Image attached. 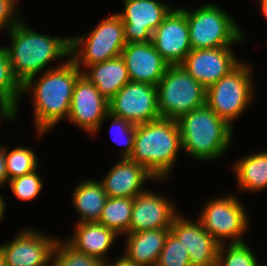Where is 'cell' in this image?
Segmentation results:
<instances>
[{"label":"cell","instance_id":"6da1fadb","mask_svg":"<svg viewBox=\"0 0 267 266\" xmlns=\"http://www.w3.org/2000/svg\"><path fill=\"white\" fill-rule=\"evenodd\" d=\"M81 74L82 71L69 58L40 73L36 80L31 77L22 85V95L30 91L33 95V119L38 137L47 134L61 119L68 118L74 85Z\"/></svg>","mask_w":267,"mask_h":266},{"label":"cell","instance_id":"7a4b0ae2","mask_svg":"<svg viewBox=\"0 0 267 266\" xmlns=\"http://www.w3.org/2000/svg\"><path fill=\"white\" fill-rule=\"evenodd\" d=\"M28 27L21 19L7 32L11 45L5 46L13 75L21 85L55 68L49 66L51 61L70 58V37L44 35Z\"/></svg>","mask_w":267,"mask_h":266},{"label":"cell","instance_id":"3957f363","mask_svg":"<svg viewBox=\"0 0 267 266\" xmlns=\"http://www.w3.org/2000/svg\"><path fill=\"white\" fill-rule=\"evenodd\" d=\"M179 150H182V141L177 121L161 117L136 125L129 159L160 181L169 178Z\"/></svg>","mask_w":267,"mask_h":266},{"label":"cell","instance_id":"277c9868","mask_svg":"<svg viewBox=\"0 0 267 266\" xmlns=\"http://www.w3.org/2000/svg\"><path fill=\"white\" fill-rule=\"evenodd\" d=\"M182 150L196 160L223 157L233 139V127L207 104L181 115L177 120Z\"/></svg>","mask_w":267,"mask_h":266},{"label":"cell","instance_id":"5b68a950","mask_svg":"<svg viewBox=\"0 0 267 266\" xmlns=\"http://www.w3.org/2000/svg\"><path fill=\"white\" fill-rule=\"evenodd\" d=\"M179 8L186 14L192 50L231 47L245 41L236 21L217 4H205L193 11Z\"/></svg>","mask_w":267,"mask_h":266},{"label":"cell","instance_id":"8992f818","mask_svg":"<svg viewBox=\"0 0 267 266\" xmlns=\"http://www.w3.org/2000/svg\"><path fill=\"white\" fill-rule=\"evenodd\" d=\"M126 44L123 21L114 13L103 18L89 34L70 37V58L83 72L88 66L121 56Z\"/></svg>","mask_w":267,"mask_h":266},{"label":"cell","instance_id":"52a82bcc","mask_svg":"<svg viewBox=\"0 0 267 266\" xmlns=\"http://www.w3.org/2000/svg\"><path fill=\"white\" fill-rule=\"evenodd\" d=\"M251 68L249 63L241 61L207 88L206 104L232 127L255 97Z\"/></svg>","mask_w":267,"mask_h":266},{"label":"cell","instance_id":"ba28073f","mask_svg":"<svg viewBox=\"0 0 267 266\" xmlns=\"http://www.w3.org/2000/svg\"><path fill=\"white\" fill-rule=\"evenodd\" d=\"M207 89L183 66L169 65L157 84L158 109L162 118L181 115L206 105Z\"/></svg>","mask_w":267,"mask_h":266},{"label":"cell","instance_id":"9c48e42d","mask_svg":"<svg viewBox=\"0 0 267 266\" xmlns=\"http://www.w3.org/2000/svg\"><path fill=\"white\" fill-rule=\"evenodd\" d=\"M239 200L235 194L215 197L207 201L198 215L204 229L219 244H226L227 239L230 243L244 242V233L249 228L250 220L244 205Z\"/></svg>","mask_w":267,"mask_h":266},{"label":"cell","instance_id":"30bf717a","mask_svg":"<svg viewBox=\"0 0 267 266\" xmlns=\"http://www.w3.org/2000/svg\"><path fill=\"white\" fill-rule=\"evenodd\" d=\"M109 113L136 125L161 118L157 86L128 82L109 100Z\"/></svg>","mask_w":267,"mask_h":266},{"label":"cell","instance_id":"8fae6325","mask_svg":"<svg viewBox=\"0 0 267 266\" xmlns=\"http://www.w3.org/2000/svg\"><path fill=\"white\" fill-rule=\"evenodd\" d=\"M124 9L117 13L124 25L126 43L152 42L153 32L174 6L158 0H124Z\"/></svg>","mask_w":267,"mask_h":266},{"label":"cell","instance_id":"7c38bea8","mask_svg":"<svg viewBox=\"0 0 267 266\" xmlns=\"http://www.w3.org/2000/svg\"><path fill=\"white\" fill-rule=\"evenodd\" d=\"M108 114L109 101L81 74L74 85L67 120L86 133L95 135Z\"/></svg>","mask_w":267,"mask_h":266},{"label":"cell","instance_id":"4fadbf2b","mask_svg":"<svg viewBox=\"0 0 267 266\" xmlns=\"http://www.w3.org/2000/svg\"><path fill=\"white\" fill-rule=\"evenodd\" d=\"M58 238L38 230L23 229L15 238L1 245L6 266H50Z\"/></svg>","mask_w":267,"mask_h":266},{"label":"cell","instance_id":"5bb4252c","mask_svg":"<svg viewBox=\"0 0 267 266\" xmlns=\"http://www.w3.org/2000/svg\"><path fill=\"white\" fill-rule=\"evenodd\" d=\"M152 43L169 65L181 64L192 50L186 14L174 7L152 35Z\"/></svg>","mask_w":267,"mask_h":266},{"label":"cell","instance_id":"9a60e30c","mask_svg":"<svg viewBox=\"0 0 267 266\" xmlns=\"http://www.w3.org/2000/svg\"><path fill=\"white\" fill-rule=\"evenodd\" d=\"M240 62L231 47H219L191 50L180 65L207 89Z\"/></svg>","mask_w":267,"mask_h":266},{"label":"cell","instance_id":"2e32d148","mask_svg":"<svg viewBox=\"0 0 267 266\" xmlns=\"http://www.w3.org/2000/svg\"><path fill=\"white\" fill-rule=\"evenodd\" d=\"M170 231L189 253L191 266H217L219 243L203 227L201 221L178 214Z\"/></svg>","mask_w":267,"mask_h":266},{"label":"cell","instance_id":"e0dca14e","mask_svg":"<svg viewBox=\"0 0 267 266\" xmlns=\"http://www.w3.org/2000/svg\"><path fill=\"white\" fill-rule=\"evenodd\" d=\"M174 204L166 197L149 189L133 198V209L128 233L172 226L178 215Z\"/></svg>","mask_w":267,"mask_h":266},{"label":"cell","instance_id":"ac0fdd59","mask_svg":"<svg viewBox=\"0 0 267 266\" xmlns=\"http://www.w3.org/2000/svg\"><path fill=\"white\" fill-rule=\"evenodd\" d=\"M130 81L157 86L169 64L152 42L127 43L122 50Z\"/></svg>","mask_w":267,"mask_h":266},{"label":"cell","instance_id":"d6986e66","mask_svg":"<svg viewBox=\"0 0 267 266\" xmlns=\"http://www.w3.org/2000/svg\"><path fill=\"white\" fill-rule=\"evenodd\" d=\"M147 180L157 179L140 164L120 157L100 182L108 197L134 198L146 190Z\"/></svg>","mask_w":267,"mask_h":266},{"label":"cell","instance_id":"ffe728a7","mask_svg":"<svg viewBox=\"0 0 267 266\" xmlns=\"http://www.w3.org/2000/svg\"><path fill=\"white\" fill-rule=\"evenodd\" d=\"M170 228L128 233L123 256L135 266H155Z\"/></svg>","mask_w":267,"mask_h":266},{"label":"cell","instance_id":"44dd1931","mask_svg":"<svg viewBox=\"0 0 267 266\" xmlns=\"http://www.w3.org/2000/svg\"><path fill=\"white\" fill-rule=\"evenodd\" d=\"M71 238L65 239L77 251L91 255L101 262L114 244L117 234L99 222L76 223Z\"/></svg>","mask_w":267,"mask_h":266},{"label":"cell","instance_id":"7402d4cb","mask_svg":"<svg viewBox=\"0 0 267 266\" xmlns=\"http://www.w3.org/2000/svg\"><path fill=\"white\" fill-rule=\"evenodd\" d=\"M108 101L128 82V70L124 59L117 58L88 66L83 72Z\"/></svg>","mask_w":267,"mask_h":266},{"label":"cell","instance_id":"603a6c76","mask_svg":"<svg viewBox=\"0 0 267 266\" xmlns=\"http://www.w3.org/2000/svg\"><path fill=\"white\" fill-rule=\"evenodd\" d=\"M72 203L80 214L77 223L98 222L108 199L100 181H81L73 191Z\"/></svg>","mask_w":267,"mask_h":266},{"label":"cell","instance_id":"cb8c5ba5","mask_svg":"<svg viewBox=\"0 0 267 266\" xmlns=\"http://www.w3.org/2000/svg\"><path fill=\"white\" fill-rule=\"evenodd\" d=\"M233 171L241 191L259 192L267 188V151L234 161Z\"/></svg>","mask_w":267,"mask_h":266},{"label":"cell","instance_id":"d4e9b609","mask_svg":"<svg viewBox=\"0 0 267 266\" xmlns=\"http://www.w3.org/2000/svg\"><path fill=\"white\" fill-rule=\"evenodd\" d=\"M132 209L133 198L108 197L98 222L124 236L130 229Z\"/></svg>","mask_w":267,"mask_h":266},{"label":"cell","instance_id":"484cf974","mask_svg":"<svg viewBox=\"0 0 267 266\" xmlns=\"http://www.w3.org/2000/svg\"><path fill=\"white\" fill-rule=\"evenodd\" d=\"M9 180L31 173L38 168V158L33 149L16 147L10 151L4 146Z\"/></svg>","mask_w":267,"mask_h":266},{"label":"cell","instance_id":"4316f807","mask_svg":"<svg viewBox=\"0 0 267 266\" xmlns=\"http://www.w3.org/2000/svg\"><path fill=\"white\" fill-rule=\"evenodd\" d=\"M220 244L217 266H259V260L244 242Z\"/></svg>","mask_w":267,"mask_h":266},{"label":"cell","instance_id":"83f0119b","mask_svg":"<svg viewBox=\"0 0 267 266\" xmlns=\"http://www.w3.org/2000/svg\"><path fill=\"white\" fill-rule=\"evenodd\" d=\"M0 95L16 108V116H18V103L20 97H23L22 85L13 75L8 53L4 46H0Z\"/></svg>","mask_w":267,"mask_h":266},{"label":"cell","instance_id":"f1b7e54d","mask_svg":"<svg viewBox=\"0 0 267 266\" xmlns=\"http://www.w3.org/2000/svg\"><path fill=\"white\" fill-rule=\"evenodd\" d=\"M50 266H101V261L94 256L73 248L66 240H57L53 249Z\"/></svg>","mask_w":267,"mask_h":266},{"label":"cell","instance_id":"f546056e","mask_svg":"<svg viewBox=\"0 0 267 266\" xmlns=\"http://www.w3.org/2000/svg\"><path fill=\"white\" fill-rule=\"evenodd\" d=\"M111 120V136L116 144L124 145L121 150V158H129L133 152L136 124L123 118L115 117L110 113L103 121ZM122 137V138H120Z\"/></svg>","mask_w":267,"mask_h":266},{"label":"cell","instance_id":"4dcf8cb0","mask_svg":"<svg viewBox=\"0 0 267 266\" xmlns=\"http://www.w3.org/2000/svg\"><path fill=\"white\" fill-rule=\"evenodd\" d=\"M155 266H191L188 251L171 231Z\"/></svg>","mask_w":267,"mask_h":266},{"label":"cell","instance_id":"1f68e13d","mask_svg":"<svg viewBox=\"0 0 267 266\" xmlns=\"http://www.w3.org/2000/svg\"><path fill=\"white\" fill-rule=\"evenodd\" d=\"M37 170L38 168L31 173L9 180L10 189L17 199L32 201L40 194L43 181Z\"/></svg>","mask_w":267,"mask_h":266},{"label":"cell","instance_id":"d6a6232c","mask_svg":"<svg viewBox=\"0 0 267 266\" xmlns=\"http://www.w3.org/2000/svg\"><path fill=\"white\" fill-rule=\"evenodd\" d=\"M18 1L19 0H0V31L4 29L8 32L23 19L16 10Z\"/></svg>","mask_w":267,"mask_h":266},{"label":"cell","instance_id":"836d02e7","mask_svg":"<svg viewBox=\"0 0 267 266\" xmlns=\"http://www.w3.org/2000/svg\"><path fill=\"white\" fill-rule=\"evenodd\" d=\"M16 108L3 96L0 95V121H13L16 118Z\"/></svg>","mask_w":267,"mask_h":266},{"label":"cell","instance_id":"e575fe53","mask_svg":"<svg viewBox=\"0 0 267 266\" xmlns=\"http://www.w3.org/2000/svg\"><path fill=\"white\" fill-rule=\"evenodd\" d=\"M9 177L6 169V157L4 146H0V187L8 184Z\"/></svg>","mask_w":267,"mask_h":266},{"label":"cell","instance_id":"d590c367","mask_svg":"<svg viewBox=\"0 0 267 266\" xmlns=\"http://www.w3.org/2000/svg\"><path fill=\"white\" fill-rule=\"evenodd\" d=\"M101 266H135L128 259H126L123 255L116 259L115 262L110 263L107 260L101 262Z\"/></svg>","mask_w":267,"mask_h":266},{"label":"cell","instance_id":"8d00e7d4","mask_svg":"<svg viewBox=\"0 0 267 266\" xmlns=\"http://www.w3.org/2000/svg\"><path fill=\"white\" fill-rule=\"evenodd\" d=\"M260 3L262 14L265 17V20L267 21V0H257Z\"/></svg>","mask_w":267,"mask_h":266},{"label":"cell","instance_id":"74e56055","mask_svg":"<svg viewBox=\"0 0 267 266\" xmlns=\"http://www.w3.org/2000/svg\"><path fill=\"white\" fill-rule=\"evenodd\" d=\"M6 203H5V199H3V197L0 194V221L3 219V216L5 214V209H6Z\"/></svg>","mask_w":267,"mask_h":266},{"label":"cell","instance_id":"f35d334b","mask_svg":"<svg viewBox=\"0 0 267 266\" xmlns=\"http://www.w3.org/2000/svg\"><path fill=\"white\" fill-rule=\"evenodd\" d=\"M0 266H6L4 255H3V249L1 248V245H0Z\"/></svg>","mask_w":267,"mask_h":266}]
</instances>
